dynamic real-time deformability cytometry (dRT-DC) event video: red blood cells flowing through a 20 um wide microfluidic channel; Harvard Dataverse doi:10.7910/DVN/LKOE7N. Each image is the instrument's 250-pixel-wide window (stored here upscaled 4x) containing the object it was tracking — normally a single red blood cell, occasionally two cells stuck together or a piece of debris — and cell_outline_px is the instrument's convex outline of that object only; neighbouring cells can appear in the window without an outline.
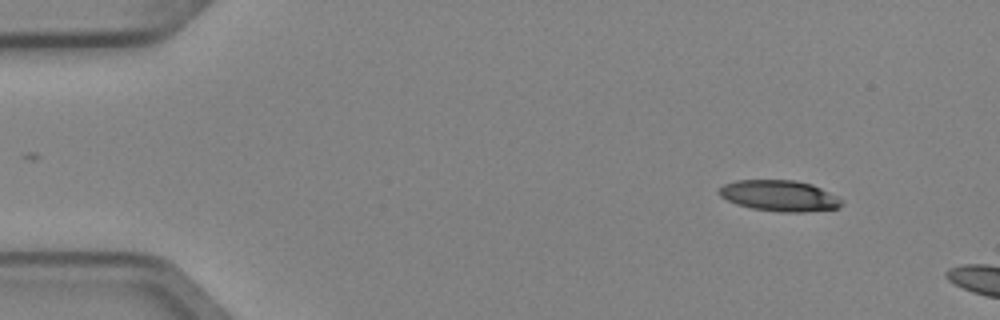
{"species": "Egyptian fruit bat (a non-hibernating species)", "species_latin": "Rousettus aegyptiacus", "temperature_condition": "cold", "stored_images_in_passage": 3, "camera_frame_rate_fps": 3000, "um_per_image_px": 0.085, "animal": {"sex": "female"}, "frame": {"image": 1, "passage_image": 1, "time_ms": 0.0, "image_size_px": [1000, 320], "cell_outline_px": [[844, 204], [840, 208], [804, 212], [784, 212], [752, 208], [736, 204], [720, 196], [716, 192], [724, 184], [736, 180], [796, 180], [812, 184], [836, 196]], "centroid_in_image_um": [66.24, 16.63], "position_along_channel_um": 18.8, "area_um2": 22.08}}